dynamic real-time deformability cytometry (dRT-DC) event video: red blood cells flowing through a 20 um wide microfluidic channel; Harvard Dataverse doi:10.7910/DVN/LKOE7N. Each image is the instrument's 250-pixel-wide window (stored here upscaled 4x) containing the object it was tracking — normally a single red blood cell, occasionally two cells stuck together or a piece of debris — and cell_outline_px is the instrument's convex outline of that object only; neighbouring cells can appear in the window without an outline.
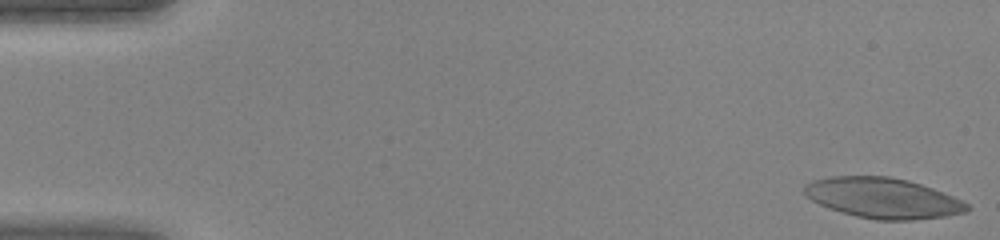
{"species": "human", "species_latin": "Homo sapiens", "temperature_condition": "warm", "stored_images_in_passage": 45, "camera_frame_rate_fps": 3000, "um_per_image_px": 0.085, "donor": {"sex": "female"}, "frame": {"image": 1, "passage_image": 1, "time_ms": 0.0, "image_size_px": [1000, 240], "cell_outline_px": [[972, 208], [968, 212], [944, 216], [912, 220], [876, 220], [856, 216], [820, 204], [804, 196], [804, 184], [812, 180], [832, 176], [888, 176], [908, 180], [932, 188], [952, 196], [968, 204]], "centroid_in_image_um": [75.05, 16.83], "position_along_channel_um": 10.0, "area_um2": 38.15}}
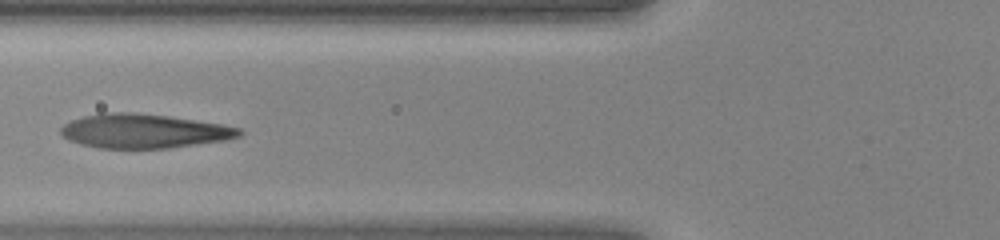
{"frame": {"image": 2, "passage_image": 18, "time_ms": 5.667, "image_size_px": [1000, 240], "cell_outline_px": [[244, 132], [240, 136], [228, 140], [168, 148], [100, 148], [80, 144], [68, 140], [60, 132], [60, 128], [64, 124], [72, 120], [84, 116], [100, 112], [132, 112], [168, 116], [224, 124], [240, 128]], "centroid_in_image_um": [12.25, 11.14], "position_along_channel_um": 113.6, "area_um2": 35.72}}
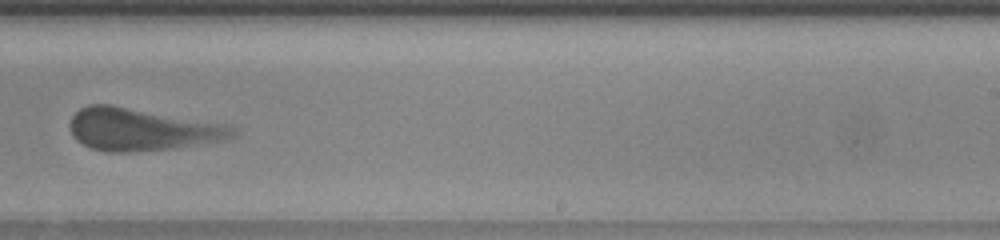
{"frame": {"image": 3, "passage_image": 29, "time_ms": 9.333, "image_size_px": [1000, 240], "cell_outline_px": [[236, 136], [224, 140], [176, 148], [132, 152], [108, 152], [92, 148], [76, 140], [68, 124], [72, 116], [80, 108], [88, 104], [112, 104], [224, 124], [236, 128]], "centroid_in_image_um": [12.03, 11.0], "position_along_channel_um": 277.0, "area_um2": 40.29}}